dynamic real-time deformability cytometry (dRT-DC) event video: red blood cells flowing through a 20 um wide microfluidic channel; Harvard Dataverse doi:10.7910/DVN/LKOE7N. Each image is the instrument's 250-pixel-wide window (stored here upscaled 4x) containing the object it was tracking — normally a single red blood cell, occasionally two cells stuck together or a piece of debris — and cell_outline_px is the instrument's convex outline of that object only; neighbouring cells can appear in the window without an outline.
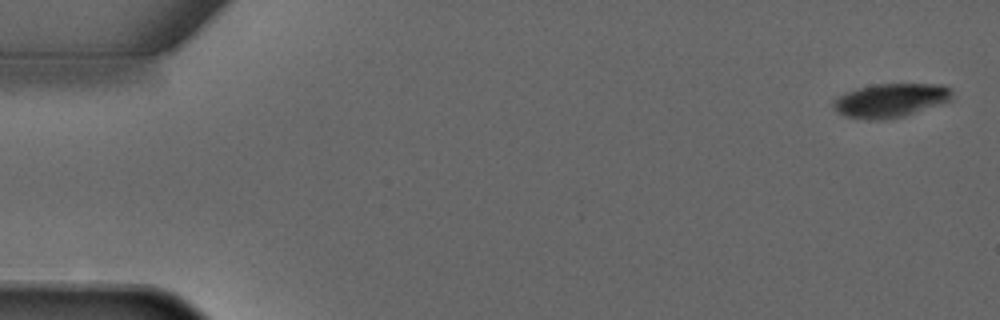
{"species": "common noctule bat (a hibernating species)", "species_latin": "Nyctalus noctula", "temperature_condition": "warm", "stored_images_in_passage": 5, "camera_frame_rate_fps": 3000, "um_per_image_px": 0.085, "animal": {"sex": "male", "forearm_length_mm": 52.5}, "frame": {"image": 1, "passage_image": 1, "time_ms": 0.0, "image_size_px": [1000, 320], "cell_outline_px": [[952, 100], [904, 116], [884, 120], [868, 120], [844, 116], [832, 104], [832, 100], [848, 92], [860, 88], [876, 84], [944, 84], [952, 88]], "centroid_in_image_um": [75.75, 8.53], "position_along_channel_um": 9.2, "area_um2": 23.29}}